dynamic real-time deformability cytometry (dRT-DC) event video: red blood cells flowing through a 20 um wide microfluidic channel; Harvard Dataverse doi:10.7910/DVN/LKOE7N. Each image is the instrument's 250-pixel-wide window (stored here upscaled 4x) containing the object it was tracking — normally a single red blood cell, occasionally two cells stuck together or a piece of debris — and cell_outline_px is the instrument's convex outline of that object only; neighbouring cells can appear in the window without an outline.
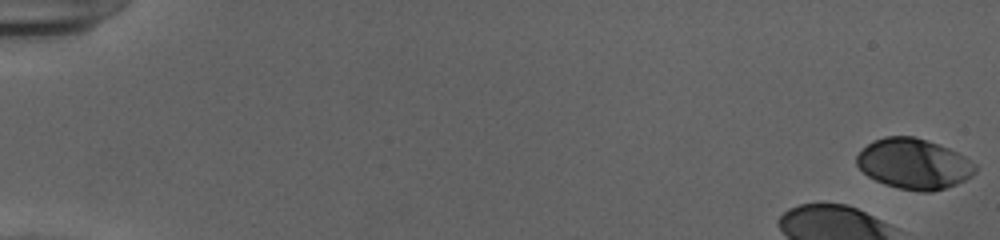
{"species": "human", "species_latin": "Homo sapiens", "temperature_condition": "cold", "stored_images_in_passage": 35, "camera_frame_rate_fps": 3000, "um_per_image_px": 0.085, "donor": {"sex": "female"}, "frame": {"image": 1, "passage_image": 1, "time_ms": 0.0, "image_size_px": [1000, 240], "cell_outline_px": [[976, 172], [972, 176], [956, 184], [932, 192], [920, 192], [900, 188], [884, 184], [868, 176], [856, 164], [856, 156], [872, 140], [884, 136], [912, 136], [948, 148], [964, 156], [976, 164]], "centroid_in_image_um": [77.67, 13.93], "position_along_channel_um": 7.3, "area_um2": 34.62}}